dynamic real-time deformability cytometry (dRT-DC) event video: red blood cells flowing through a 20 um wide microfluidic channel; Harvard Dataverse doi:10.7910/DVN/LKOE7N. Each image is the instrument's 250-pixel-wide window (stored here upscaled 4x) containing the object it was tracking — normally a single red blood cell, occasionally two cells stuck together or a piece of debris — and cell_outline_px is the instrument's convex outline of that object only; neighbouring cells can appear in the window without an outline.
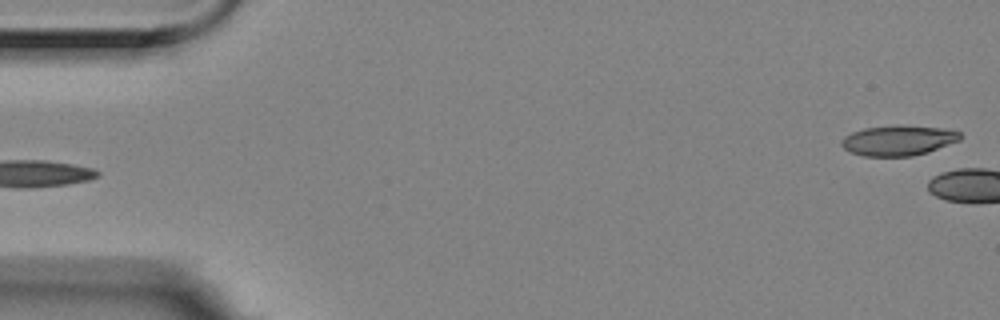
{"species": "Egyptian fruit bat (a non-hibernating species)", "species_latin": "Rousettus aegyptiacus", "temperature_condition": "room temperature", "stored_images_in_passage": 5, "camera_frame_rate_fps": 3000, "um_per_image_px": 0.085, "animal": {"sex": "female"}, "frame": {"image": 1, "passage_image": 5, "time_ms": 1.333, "image_size_px": [1000, 320], "cell_outline_px": [[964, 136], [960, 140], [928, 152], [912, 156], [864, 156], [852, 152], [844, 148], [840, 144], [840, 140], [844, 136], [852, 132], [864, 128], [896, 124], [940, 128], [960, 132]], "centroid_in_image_um": [76.35, 11.92], "position_along_channel_um": 8.7, "area_um2": 21.04}}